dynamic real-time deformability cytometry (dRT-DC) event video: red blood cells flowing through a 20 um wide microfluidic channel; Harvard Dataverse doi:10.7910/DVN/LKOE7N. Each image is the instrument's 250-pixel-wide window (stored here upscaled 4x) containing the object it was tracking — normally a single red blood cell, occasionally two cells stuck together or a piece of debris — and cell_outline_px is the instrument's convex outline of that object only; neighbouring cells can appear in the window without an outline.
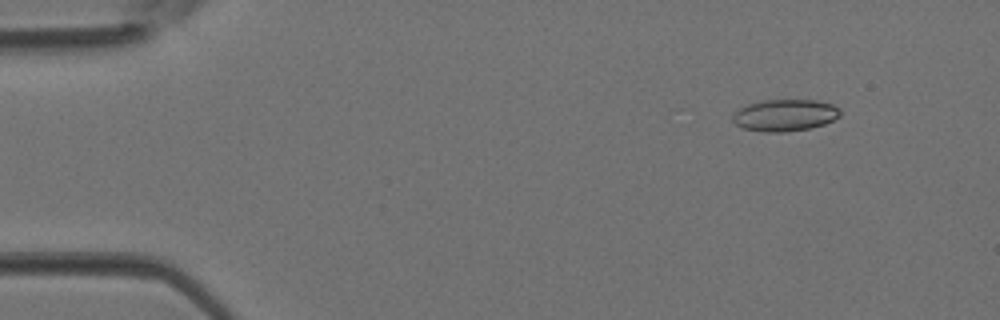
{"species": "Egyptian fruit bat (a non-hibernating species)", "species_latin": "Rousettus aegyptiacus", "temperature_condition": "room temperature", "stored_images_in_passage": 4, "camera_frame_rate_fps": 3000, "um_per_image_px": 0.085, "animal": {"sex": "female"}, "frame": {"image": 1, "passage_image": 4, "time_ms": 1.0, "image_size_px": [1000, 320], "cell_outline_px": [[840, 116], [824, 124], [808, 128], [784, 132], [764, 132], [744, 128], [736, 124], [732, 120], [732, 112], [748, 104], [764, 100], [816, 100], [832, 104], [840, 108]], "centroid_in_image_um": [66.7, 9.79], "position_along_channel_um": 18.3, "area_um2": 19.88}}